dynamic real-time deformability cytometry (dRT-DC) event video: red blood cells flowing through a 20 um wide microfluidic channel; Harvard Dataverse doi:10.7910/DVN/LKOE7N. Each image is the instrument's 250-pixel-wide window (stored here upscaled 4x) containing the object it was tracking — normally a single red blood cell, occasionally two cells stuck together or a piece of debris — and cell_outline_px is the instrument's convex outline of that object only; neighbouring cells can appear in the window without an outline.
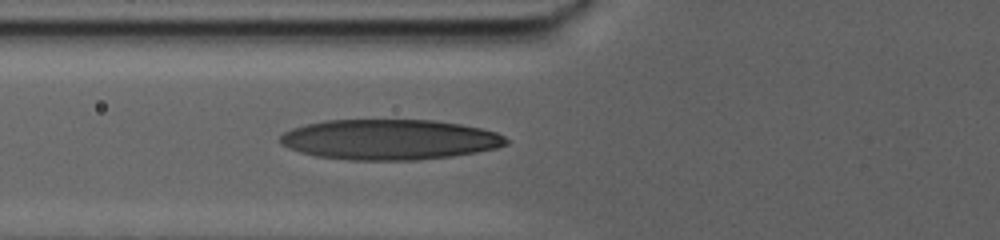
{"species": "human", "species_latin": "Homo sapiens", "temperature_condition": "warm", "stored_images_in_passage": 13, "camera_frame_rate_fps": 3000, "um_per_image_px": 0.085, "donor": {"sex": "male"}, "frame": {"image": 1, "passage_image": 13, "time_ms": 4.0, "image_size_px": [1000, 240], "cell_outline_px": [[508, 144], [496, 148], [476, 152], [452, 156], [416, 160], [348, 160], [316, 156], [300, 152], [288, 148], [280, 144], [280, 136], [284, 132], [292, 128], [304, 124], [324, 120], [436, 120], [460, 124], [480, 128], [496, 132], [504, 136], [508, 140]], "centroid_in_image_um": [33.08, 11.86], "position_along_channel_um": 92.7, "area_um2": 53.35}}